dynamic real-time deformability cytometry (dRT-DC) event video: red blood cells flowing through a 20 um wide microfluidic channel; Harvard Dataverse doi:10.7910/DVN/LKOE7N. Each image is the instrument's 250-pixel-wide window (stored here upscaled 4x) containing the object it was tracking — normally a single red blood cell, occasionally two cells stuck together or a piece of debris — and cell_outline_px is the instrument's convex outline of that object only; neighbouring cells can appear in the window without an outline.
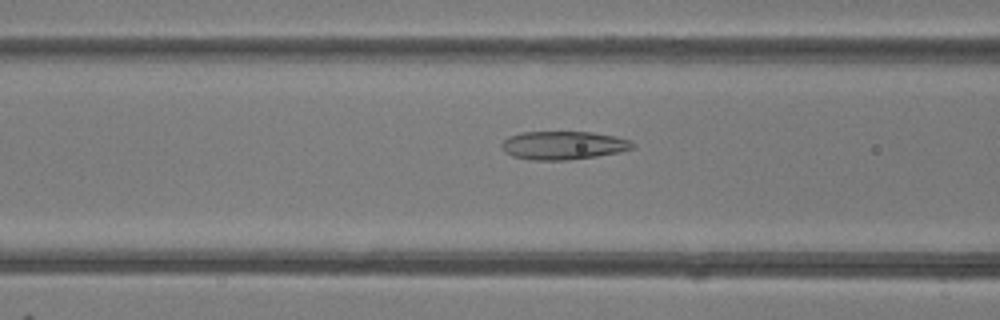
{"species": "common noctule bat (a hibernating species)", "species_latin": "Nyctalus noctula", "temperature_condition": "room temperature", "stored_images_in_passage": 27, "camera_frame_rate_fps": 3000, "um_per_image_px": 0.085, "animal": {"sex": "female"}, "frame": {"image": 1, "passage_image": 6, "time_ms": 1.667, "image_size_px": [1000, 320], "cell_outline_px": [[636, 144], [632, 148], [620, 152], [596, 156], [568, 160], [528, 160], [512, 156], [504, 152], [500, 144], [508, 136], [520, 132], [592, 132], [616, 136], [632, 140]], "centroid_in_image_um": [47.87, 12.35], "position_along_channel_um": 118.7, "area_um2": 21.91}}
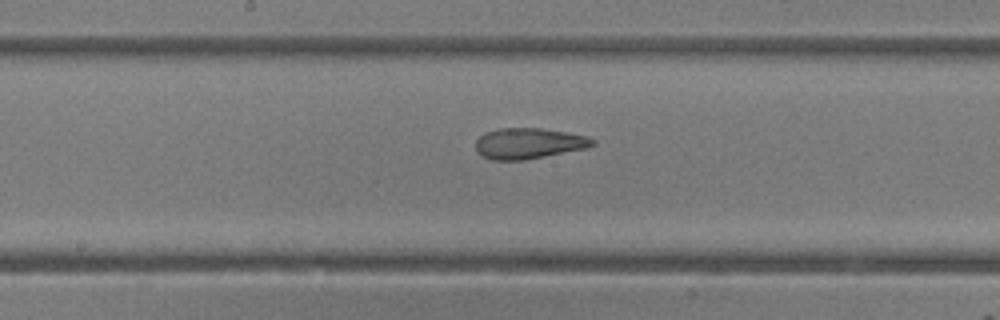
{"frame": {"image": 2, "passage_image": 12, "time_ms": 3.667, "image_size_px": [1000, 320], "cell_outline_px": [[596, 144], [588, 148], [524, 160], [492, 160], [480, 156], [476, 152], [476, 140], [484, 132], [500, 128], [540, 128], [588, 136], [596, 140]], "centroid_in_image_um": [44.93, 12.19], "position_along_channel_um": 203.3, "area_um2": 21.15}}
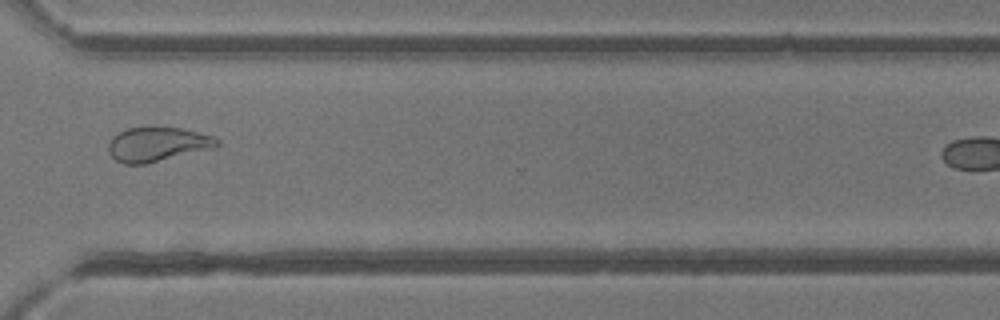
{"frame": {"image": 3, "passage_image": 23, "time_ms": 7.333, "image_size_px": [1000, 320], "cell_outline_px": [[220, 144], [216, 148], [144, 164], [124, 164], [116, 160], [108, 152], [108, 144], [112, 136], [128, 128], [180, 128], [212, 136], [220, 140]], "centroid_in_image_um": [13.39, 12.28], "position_along_channel_um": 357.2, "area_um2": 21.56}}